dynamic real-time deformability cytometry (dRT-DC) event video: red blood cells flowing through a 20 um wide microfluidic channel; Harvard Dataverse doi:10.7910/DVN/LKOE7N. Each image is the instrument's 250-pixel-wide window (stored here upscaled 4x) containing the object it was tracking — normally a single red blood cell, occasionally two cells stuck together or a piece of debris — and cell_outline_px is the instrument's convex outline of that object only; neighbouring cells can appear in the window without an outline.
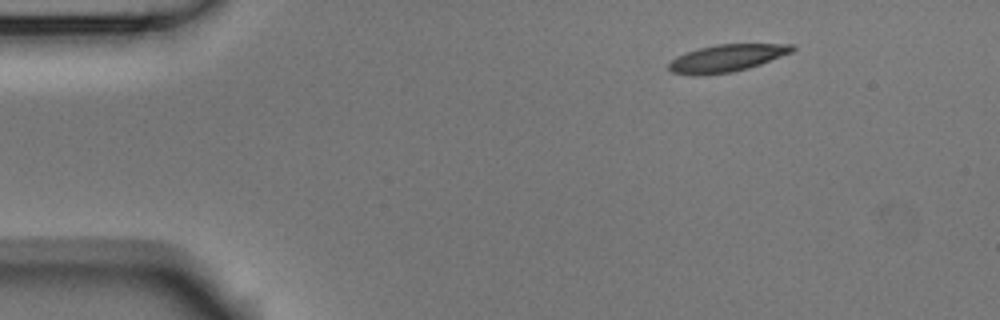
{"species": "Egyptian fruit bat (a non-hibernating species)", "species_latin": "Rousettus aegyptiacus", "temperature_condition": "room temperature", "stored_images_in_passage": 3, "camera_frame_rate_fps": 3000, "um_per_image_px": 0.085, "animal": {"sex": "male"}, "frame": {"image": 1, "passage_image": 1, "time_ms": 0.0, "image_size_px": [1000, 320], "cell_outline_px": [[796, 48], [792, 52], [760, 64], [748, 68], [732, 72], [692, 76], [672, 72], [668, 68], [668, 64], [676, 56], [700, 48], [716, 44], [792, 44]], "centroid_in_image_um": [61.75, 4.94], "position_along_channel_um": 23.2, "area_um2": 19.48}}